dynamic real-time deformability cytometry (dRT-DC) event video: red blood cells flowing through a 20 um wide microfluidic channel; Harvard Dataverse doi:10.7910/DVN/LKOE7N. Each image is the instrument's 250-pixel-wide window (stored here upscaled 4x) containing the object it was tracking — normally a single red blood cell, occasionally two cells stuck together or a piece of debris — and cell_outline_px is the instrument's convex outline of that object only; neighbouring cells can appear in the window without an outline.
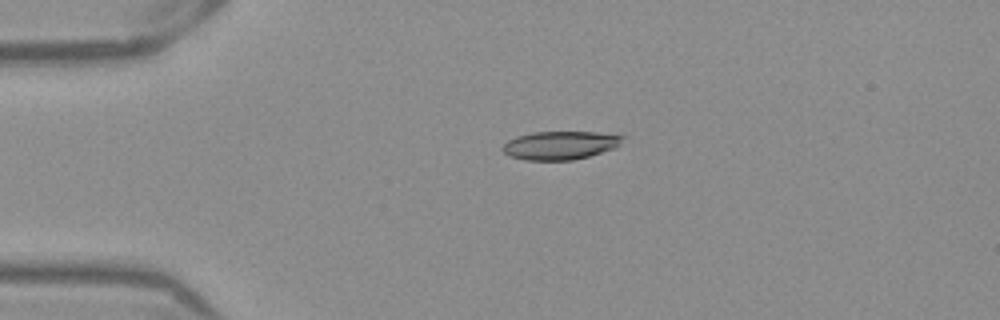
{"species": "Egyptian fruit bat (a non-hibernating species)", "species_latin": "Rousettus aegyptiacus", "temperature_condition": "warm", "stored_images_in_passage": 41, "camera_frame_rate_fps": 3000, "um_per_image_px": 0.085, "frame": {"image": 1, "passage_image": 1, "time_ms": 0.0, "image_size_px": [1000, 320], "cell_outline_px": [[628, 136], [616, 148], [588, 156], [572, 160], [524, 160], [508, 156], [500, 148], [508, 140], [516, 136], [532, 132], [596, 132]], "centroid_in_image_um": [47.62, 12.35], "position_along_channel_um": 37.4, "area_um2": 20.06}}
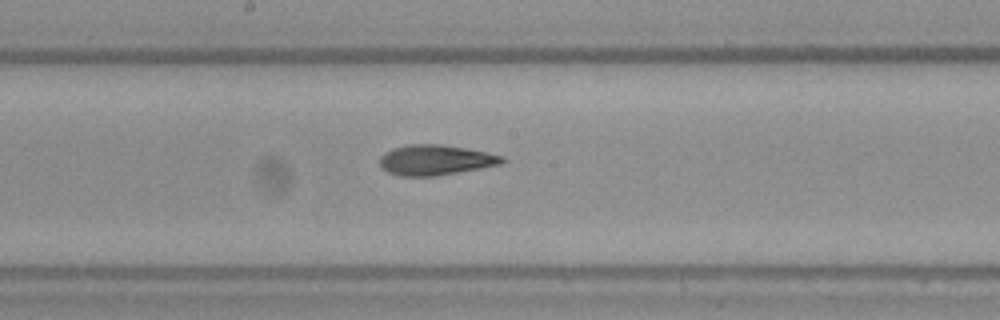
{"frame": {"image": 2, "passage_image": 17, "time_ms": 5.333, "image_size_px": [1000, 320], "cell_outline_px": [[508, 160], [500, 164], [480, 168], [436, 176], [400, 176], [388, 172], [380, 168], [380, 156], [384, 152], [392, 148], [408, 144], [440, 144], [464, 148], [504, 156]], "centroid_in_image_um": [36.98, 13.6], "position_along_channel_um": 211.2, "area_um2": 21.62}}
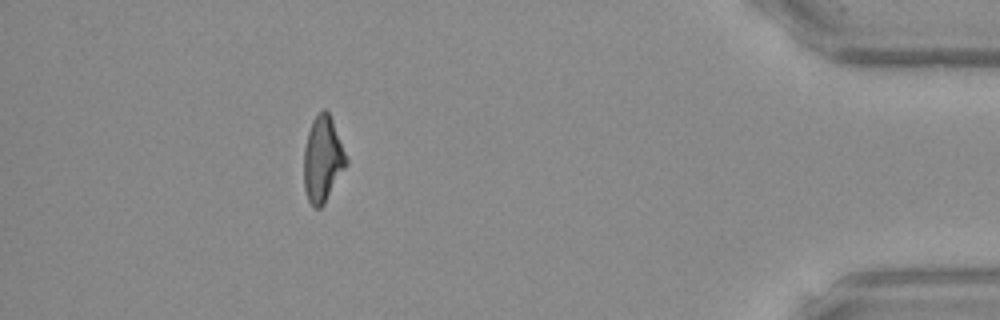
{"frame": {"image": 3, "passage_image": 36, "time_ms": 11.667, "image_size_px": [1000, 320], "cell_outline_px": [[348, 164], [324, 204], [320, 208], [316, 208], [308, 200], [304, 188], [304, 148], [308, 132], [312, 120], [324, 108], [328, 112], [332, 120], [348, 160]], "centroid_in_image_um": [27.43, 13.55], "position_along_channel_um": 407.8, "area_um2": 20.98}, "authors_computed_cell_mechanics": {"area_um2": 21.2704, "velocity_mm_per_s": 3.9314, "shape_relaxation_time_tau1_ms": 8.1918, "shape_relaxation_time_tau2_ms": 2.551, "deformation_change_tau1": 0.2175, "deformation_change_tau2": 0.1059}}